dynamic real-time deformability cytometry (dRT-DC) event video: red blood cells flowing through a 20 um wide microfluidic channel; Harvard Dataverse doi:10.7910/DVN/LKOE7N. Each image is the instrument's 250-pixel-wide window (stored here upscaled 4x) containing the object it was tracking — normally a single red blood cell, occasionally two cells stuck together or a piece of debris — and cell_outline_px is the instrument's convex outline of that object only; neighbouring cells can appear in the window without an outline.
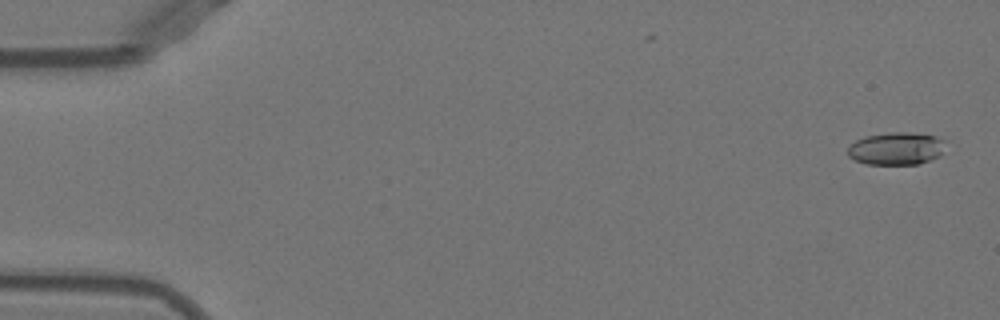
{"species": "Egyptian fruit bat (a non-hibernating species)", "species_latin": "Rousettus aegyptiacus", "temperature_condition": "warm", "stored_images_in_passage": 52, "segment_of_instrument_passage": [1, 2], "camera_frame_rate_fps": 3000, "um_per_image_px": 0.085, "animal": {"sex": "female"}, "frame": {"image": 1, "passage_image": 1, "time_ms": 0.0, "image_size_px": [1000, 320], "cell_outline_px": [[944, 140], [940, 156], [920, 164], [864, 164], [848, 156], [848, 148], [856, 140], [864, 136], [892, 132], [912, 132], [936, 136]], "centroid_in_image_um": [76.17, 12.62], "position_along_channel_um": 8.8, "area_um2": 18.55}}
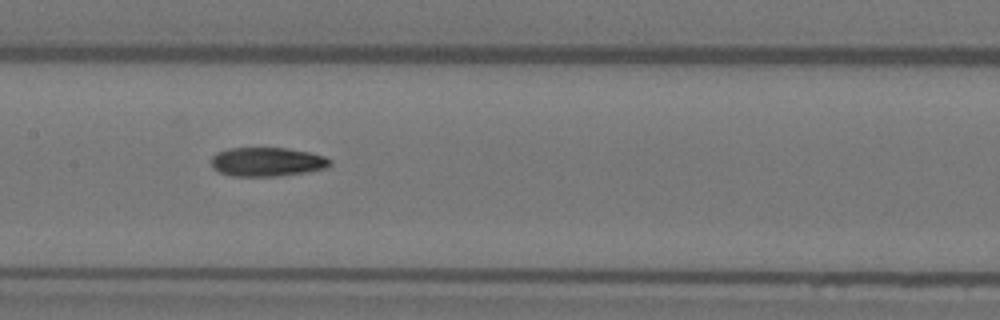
{"frame": {"image": 2, "passage_image": 25, "time_ms": 8.0, "image_size_px": [1000, 320], "cell_outline_px": [[332, 164], [324, 168], [308, 172], [280, 176], [232, 176], [220, 172], [212, 168], [212, 156], [216, 152], [228, 148], [288, 148], [308, 152], [324, 156], [332, 160]], "centroid_in_image_um": [22.7, 13.76], "position_along_channel_um": 184.7, "area_um2": 20.17}}
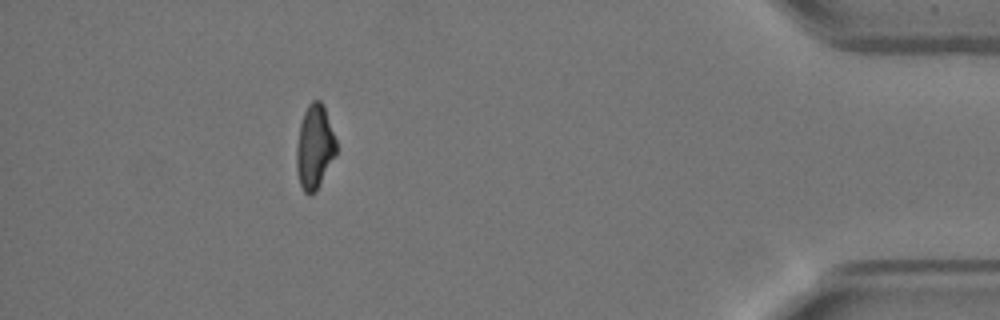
{"frame": {"image": 3, "passage_image": 46, "time_ms": 15.0, "image_size_px": [1000, 320], "cell_outline_px": [[336, 156], [316, 192], [312, 196], [308, 196], [304, 192], [300, 184], [296, 168], [296, 148], [300, 124], [304, 112], [308, 104], [312, 100], [320, 100], [324, 104], [336, 140]], "centroid_in_image_um": [26.74, 12.52], "position_along_channel_um": 408.5, "area_um2": 19.83}}